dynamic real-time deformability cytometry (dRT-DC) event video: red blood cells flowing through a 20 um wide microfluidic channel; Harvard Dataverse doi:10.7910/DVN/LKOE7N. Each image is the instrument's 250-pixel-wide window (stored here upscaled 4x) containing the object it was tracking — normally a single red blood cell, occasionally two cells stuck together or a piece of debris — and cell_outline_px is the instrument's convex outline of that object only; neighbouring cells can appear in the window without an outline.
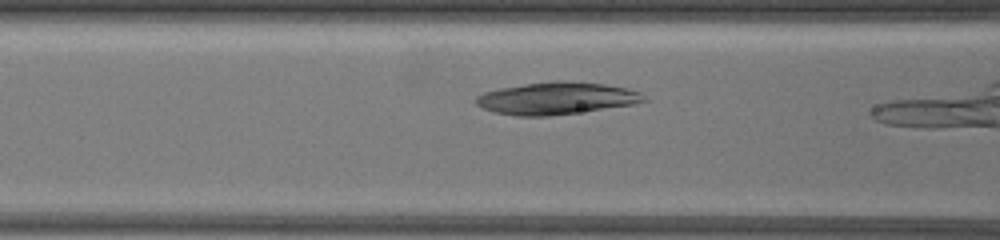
{"species": "common noctule bat (a hibernating species)", "species_latin": "Nyctalus noctula", "temperature_condition": "warm", "stored_images_in_passage": 7, "camera_frame_rate_fps": 3000, "um_per_image_px": 0.085, "animal": {"sex": "female", "body_mass_g": 19.5, "forearm_length_mm": 54.1}, "frame": {"image": 1, "passage_image": 5, "time_ms": 1.333, "image_size_px": [1000, 240], "cell_outline_px": [[648, 100], [636, 104], [548, 116], [516, 116], [492, 112], [476, 104], [472, 100], [476, 96], [484, 92], [500, 88], [524, 84], [552, 80], [568, 80], [604, 84], [628, 88], [640, 92]], "centroid_in_image_um": [47.28, 8.35], "position_along_channel_um": 119.3, "area_um2": 31.79}}